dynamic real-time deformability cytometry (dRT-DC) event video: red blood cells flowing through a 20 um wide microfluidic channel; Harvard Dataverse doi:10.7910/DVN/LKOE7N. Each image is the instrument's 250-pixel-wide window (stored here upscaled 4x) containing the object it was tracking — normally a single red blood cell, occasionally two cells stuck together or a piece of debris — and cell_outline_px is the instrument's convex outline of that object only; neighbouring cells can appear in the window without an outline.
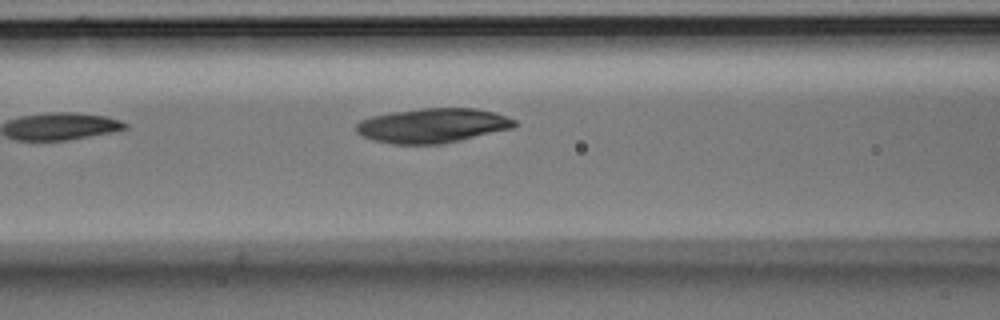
{"species": "Egyptian fruit bat (a non-hibernating species)", "species_latin": "Rousettus aegyptiacus", "temperature_condition": "room temperature", "stored_images_in_passage": 7, "camera_frame_rate_fps": 3000, "um_per_image_px": 0.085, "animal": {"sex": "male"}, "frame": {"image": 1, "passage_image": 7, "time_ms": 2.0, "image_size_px": [1000, 320], "cell_outline_px": [[516, 128], [460, 140], [440, 144], [392, 144], [372, 140], [356, 132], [356, 124], [360, 120], [372, 116], [392, 112], [420, 108], [476, 108], [492, 112], [516, 120]], "centroid_in_image_um": [36.77, 10.67], "position_along_channel_um": 129.8, "area_um2": 31.91}}